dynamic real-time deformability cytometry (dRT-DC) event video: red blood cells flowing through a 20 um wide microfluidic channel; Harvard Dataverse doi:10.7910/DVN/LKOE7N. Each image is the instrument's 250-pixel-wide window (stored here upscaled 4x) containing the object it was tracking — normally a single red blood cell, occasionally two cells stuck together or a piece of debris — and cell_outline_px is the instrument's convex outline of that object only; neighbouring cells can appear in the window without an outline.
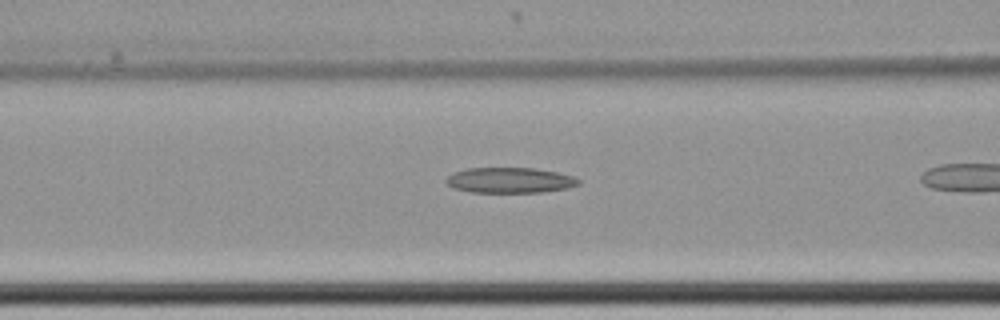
{"species": "common noctule bat (a hibernating species)", "species_latin": "Nyctalus noctula", "temperature_condition": "cold", "stored_images_in_passage": 29, "camera_frame_rate_fps": 3000, "um_per_image_px": 0.085, "animal": {"sex": "female", "body_mass_g": 22.7, "forearm_length_mm": 54.2}, "frame": {"image": 1, "passage_image": 25, "time_ms": 8.0, "image_size_px": [1000, 320], "cell_outline_px": [[580, 184], [568, 188], [540, 192], [472, 192], [452, 188], [444, 180], [452, 172], [468, 168], [532, 168], [556, 172], [572, 176], [580, 180]], "centroid_in_image_um": [43.3, 15.32], "position_along_channel_um": 123.3, "area_um2": 19.59}}